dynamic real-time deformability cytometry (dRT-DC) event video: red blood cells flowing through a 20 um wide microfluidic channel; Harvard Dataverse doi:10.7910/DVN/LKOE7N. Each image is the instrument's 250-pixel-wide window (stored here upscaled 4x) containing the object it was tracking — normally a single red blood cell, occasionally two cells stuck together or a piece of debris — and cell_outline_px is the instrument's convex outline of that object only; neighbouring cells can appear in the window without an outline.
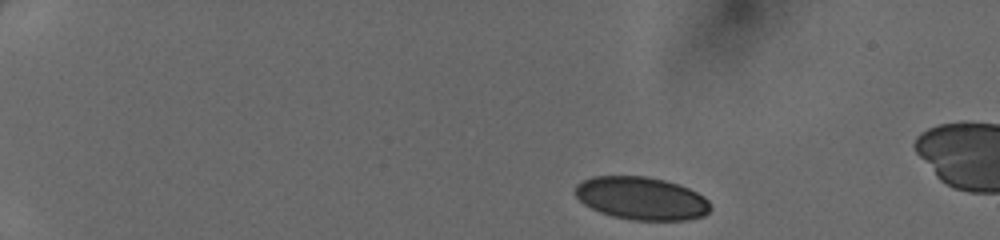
{"species": "human", "species_latin": "Homo sapiens", "temperature_condition": "cold", "stored_images_in_passage": 40, "camera_frame_rate_fps": 3000, "um_per_image_px": 0.085, "donor": {"sex": "female"}, "frame": {"image": 1, "passage_image": 1, "time_ms": 0.0, "image_size_px": [1000, 240], "cell_outline_px": [[712, 208], [704, 216], [688, 220], [632, 220], [612, 216], [600, 212], [584, 204], [576, 196], [576, 184], [592, 176], [644, 176], [664, 180], [688, 188], [704, 196], [708, 200]], "centroid_in_image_um": [54.54, 16.87], "position_along_channel_um": 30.5, "area_um2": 33.76}}
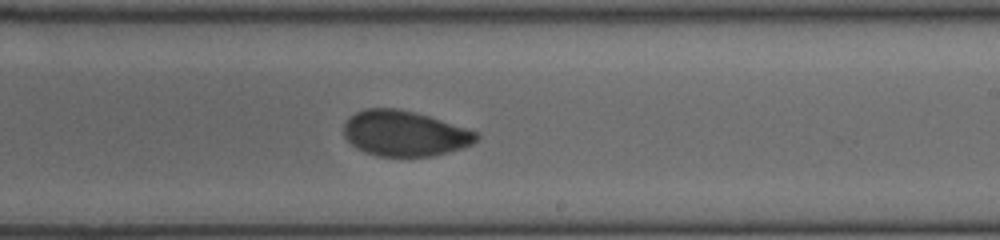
{"frame": {"image": 2, "passage_image": 24, "time_ms": 7.667, "image_size_px": [1000, 240], "cell_outline_px": [[480, 136], [472, 144], [460, 148], [432, 156], [376, 156], [364, 152], [356, 148], [344, 136], [344, 124], [348, 116], [364, 108], [396, 108], [416, 112], [480, 132]], "centroid_in_image_um": [34.38, 11.33], "position_along_channel_um": 254.6, "area_um2": 35.26}}
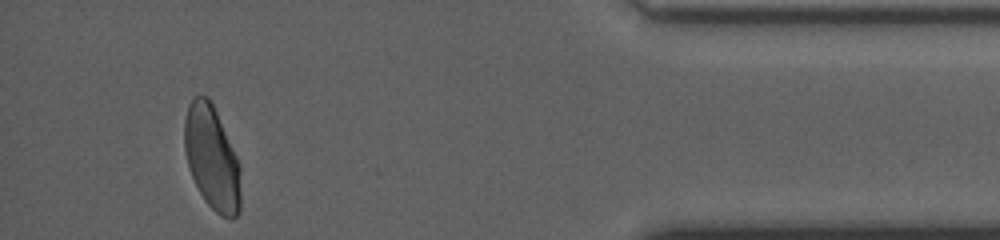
{"frame": {"image": 3, "passage_image": 38, "time_ms": 12.333, "image_size_px": [1000, 240], "cell_outline_px": [[240, 212], [232, 220], [220, 216], [204, 200], [192, 176], [188, 164], [184, 148], [184, 120], [188, 104], [196, 96], [208, 96], [212, 100], [236, 156], [240, 168]], "centroid_in_image_um": [18.01, 13.42], "position_along_channel_um": 417.2, "area_um2": 34.1}}